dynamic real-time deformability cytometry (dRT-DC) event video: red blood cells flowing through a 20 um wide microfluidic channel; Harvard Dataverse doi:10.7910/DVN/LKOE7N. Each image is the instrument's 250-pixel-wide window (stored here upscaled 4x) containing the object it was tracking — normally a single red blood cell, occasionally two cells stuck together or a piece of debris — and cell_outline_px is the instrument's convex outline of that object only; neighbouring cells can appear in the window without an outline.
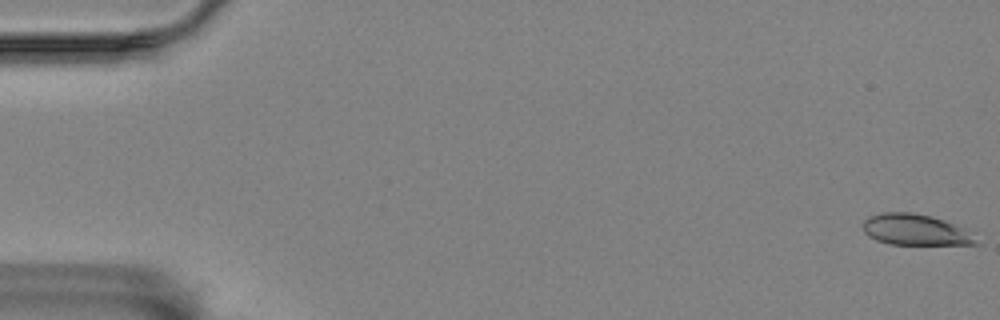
{"species": "Egyptian fruit bat (a non-hibernating species)", "species_latin": "Rousettus aegyptiacus", "temperature_condition": "room temperature", "stored_images_in_passage": 16, "camera_frame_rate_fps": 3000, "um_per_image_px": 0.085, "animal": {"sex": "female"}, "frame": {"image": 1, "passage_image": 1, "time_ms": 0.0, "image_size_px": [1000, 320], "cell_outline_px": [[980, 244], [888, 244], [876, 240], [868, 236], [864, 232], [864, 220], [868, 216], [884, 212], [912, 212], [932, 216], [944, 220], [964, 228]], "centroid_in_image_um": [77.76, 19.52], "position_along_channel_um": 7.2, "area_um2": 20.29}}